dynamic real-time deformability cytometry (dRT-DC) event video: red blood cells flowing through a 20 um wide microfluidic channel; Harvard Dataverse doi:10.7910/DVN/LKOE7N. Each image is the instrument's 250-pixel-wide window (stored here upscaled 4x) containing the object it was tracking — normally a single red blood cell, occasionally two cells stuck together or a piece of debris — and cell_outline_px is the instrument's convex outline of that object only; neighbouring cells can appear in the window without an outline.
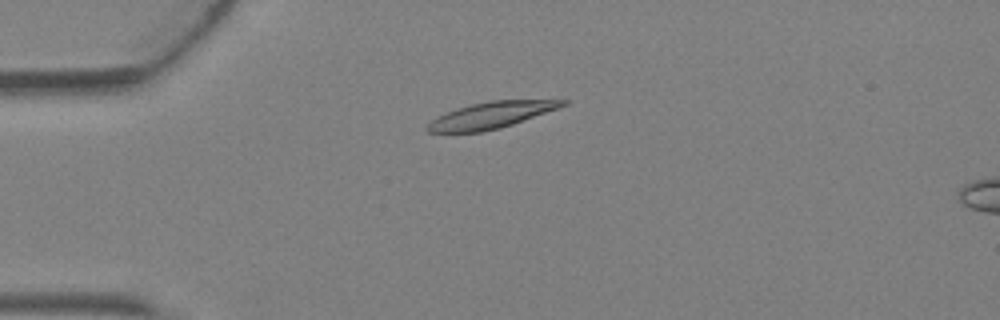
{"species": "Egyptian fruit bat (a non-hibernating species)", "species_latin": "Rousettus aegyptiacus", "temperature_condition": "warm", "stored_images_in_passage": 3, "camera_frame_rate_fps": 3000, "um_per_image_px": 0.085, "animal": {"sex": "female"}, "frame": {"image": 1, "passage_image": 3, "time_ms": 0.667, "image_size_px": [1000, 320], "cell_outline_px": [[572, 100], [568, 104], [512, 124], [500, 128], [480, 132], [428, 132], [424, 128], [436, 116], [456, 108], [488, 100]], "centroid_in_image_um": [41.7, 9.78], "position_along_channel_um": 43.3, "area_um2": 20.63}}